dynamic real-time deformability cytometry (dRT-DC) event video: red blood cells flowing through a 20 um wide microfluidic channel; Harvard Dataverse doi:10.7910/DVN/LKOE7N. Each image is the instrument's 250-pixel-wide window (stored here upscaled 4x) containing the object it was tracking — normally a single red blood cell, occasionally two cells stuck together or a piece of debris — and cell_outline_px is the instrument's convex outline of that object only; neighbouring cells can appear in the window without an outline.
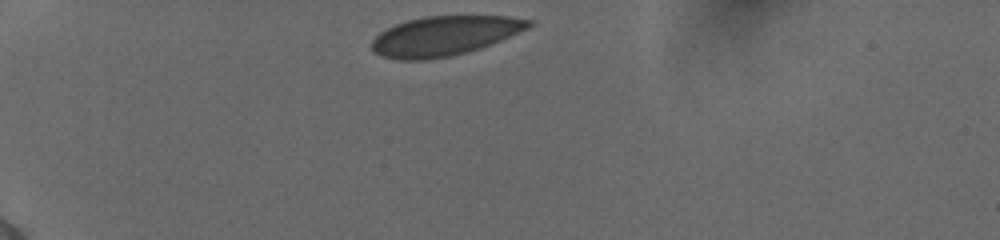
{"species": "human", "species_latin": "Homo sapiens", "temperature_condition": "cold", "stored_images_in_passage": 20, "camera_frame_rate_fps": 3000, "um_per_image_px": 0.085, "donor": {"sex": "female"}, "frame": {"image": 1, "passage_image": 1, "time_ms": 0.0, "image_size_px": [1000, 240], "cell_outline_px": [[536, 24], [528, 28], [500, 40], [480, 48], [452, 56], [428, 60], [396, 60], [380, 56], [372, 48], [372, 40], [380, 32], [396, 24], [408, 20], [424, 16], [508, 16], [532, 20]], "centroid_in_image_um": [37.78, 3.05], "position_along_channel_um": 47.2, "area_um2": 36.13}}
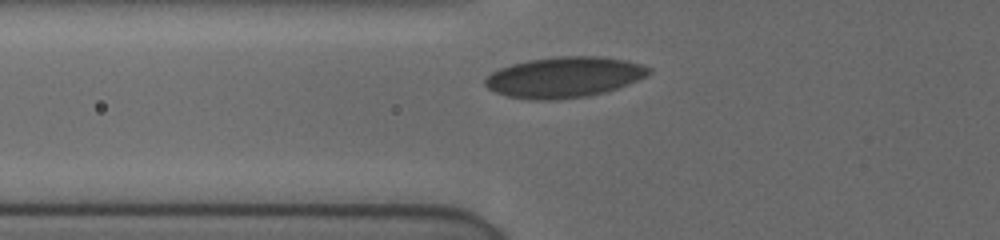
{"frame": {"image": 2, "passage_image": 14, "time_ms": 2.0, "image_size_px": [1000, 240], "cell_outline_px": [[652, 72], [648, 76], [628, 84], [604, 92], [588, 96], [556, 100], [528, 100], [508, 96], [496, 92], [488, 88], [484, 84], [484, 80], [492, 72], [500, 68], [512, 64], [528, 60], [556, 56], [604, 56], [624, 60], [640, 64], [652, 68]], "centroid_in_image_um": [47.97, 6.56], "position_along_channel_um": 77.8, "area_um2": 38.96}}